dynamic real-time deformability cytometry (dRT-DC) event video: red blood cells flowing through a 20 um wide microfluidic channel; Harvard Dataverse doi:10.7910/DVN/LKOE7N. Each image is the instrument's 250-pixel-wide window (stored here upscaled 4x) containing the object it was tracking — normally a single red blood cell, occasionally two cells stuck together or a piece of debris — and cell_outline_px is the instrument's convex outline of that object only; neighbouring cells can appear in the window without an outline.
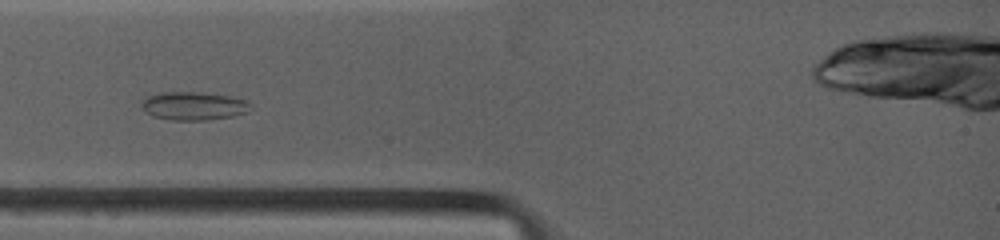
{"species": "common noctule bat (a hibernating species)", "species_latin": "Nyctalus noctula", "temperature_condition": "warm", "stored_images_in_passage": 54, "camera_frame_rate_fps": 4500, "um_per_image_px": 0.085, "animal": {"sex": "female", "body_mass_g": 19.0, "forearm_length_mm": 53.3}, "frame": {"image": 1, "passage_image": 1, "time_ms": 0.0, "image_size_px": [1000, 240], "cell_outline_px": [[252, 108], [248, 112], [232, 116], [208, 120], [172, 120], [152, 116], [140, 104], [148, 96], [160, 92], [196, 92], [228, 96], [248, 100], [252, 104]], "centroid_in_image_um": [16.51, 9.01], "position_along_channel_um": 68.5, "area_um2": 17.92}}
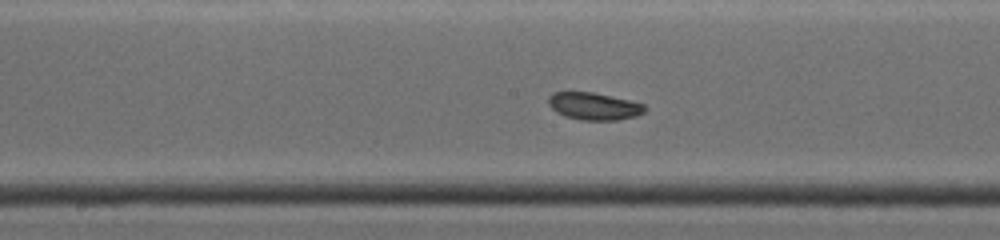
{"frame": {"image": 2, "passage_image": 28, "time_ms": 3.333, "image_size_px": [1000, 240], "cell_outline_px": [[648, 108], [644, 112], [636, 116], [616, 120], [580, 120], [564, 116], [556, 112], [548, 104], [548, 96], [552, 92], [592, 92], [628, 100], [644, 104]], "centroid_in_image_um": [50.47, 9.03], "position_along_channel_um": 197.7, "area_um2": 15.37}}
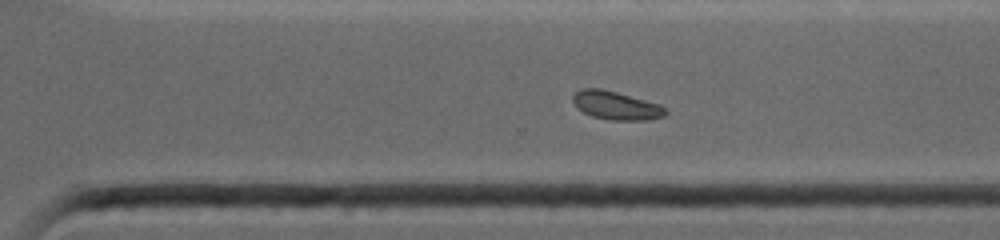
{"frame": {"image": 3, "passage_image": 47, "time_ms": 6.444, "image_size_px": [1000, 240], "cell_outline_px": [[668, 112], [664, 116], [644, 120], [608, 120], [592, 116], [584, 112], [572, 100], [572, 96], [580, 88], [600, 88], [616, 92], [660, 104]], "centroid_in_image_um": [52.36, 8.96], "position_along_channel_um": 318.2, "area_um2": 15.14}}